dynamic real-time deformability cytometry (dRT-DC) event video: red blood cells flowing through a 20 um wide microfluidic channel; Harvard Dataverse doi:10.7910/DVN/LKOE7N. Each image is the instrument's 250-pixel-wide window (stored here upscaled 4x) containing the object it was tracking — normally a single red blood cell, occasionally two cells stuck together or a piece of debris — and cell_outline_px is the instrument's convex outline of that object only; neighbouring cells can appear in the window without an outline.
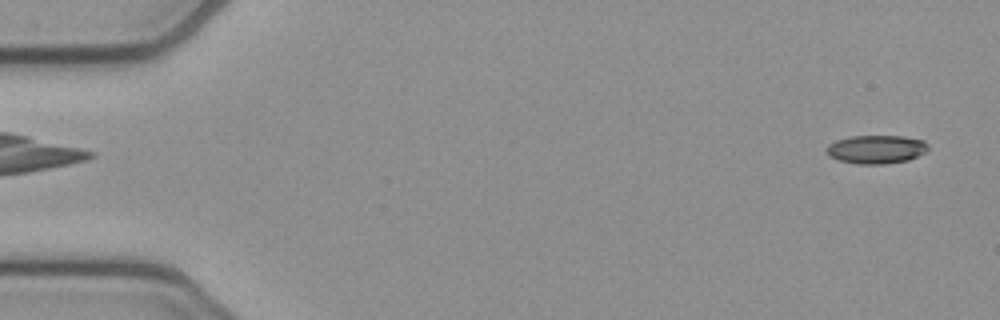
{"species": "common noctule bat (a hibernating species)", "species_latin": "Nyctalus noctula", "temperature_condition": "cold", "stored_images_in_passage": 53, "camera_frame_rate_fps": 3000, "um_per_image_px": 0.085, "animal": {"sex": "female", "body_mass_g": 21.9}, "frame": {"image": 1, "passage_image": 2, "time_ms": 0.333, "image_size_px": [1000, 320], "cell_outline_px": [[928, 152], [908, 160], [884, 164], [856, 164], [840, 160], [828, 156], [828, 144], [836, 140], [852, 136], [904, 136], [924, 140], [928, 144]], "centroid_in_image_um": [74.53, 12.69], "position_along_channel_um": 10.5, "area_um2": 16.94}}
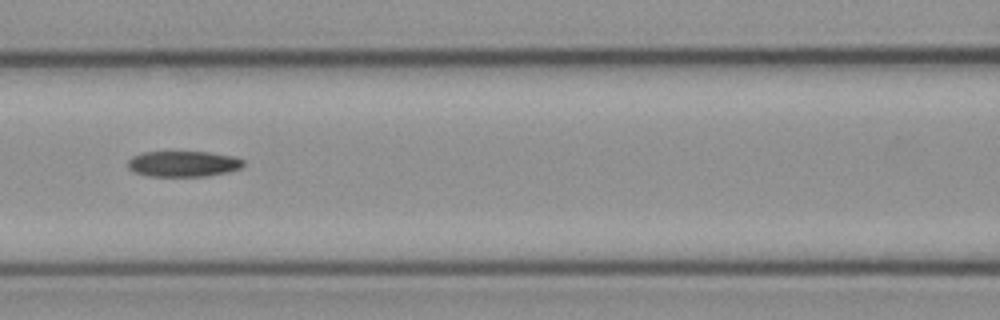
{"frame": {"image": 2, "passage_image": 23, "time_ms": 7.333, "image_size_px": [1000, 320], "cell_outline_px": [[244, 164], [240, 168], [228, 172], [208, 176], [148, 176], [132, 172], [128, 168], [128, 160], [132, 156], [144, 152], [208, 152], [236, 156], [244, 160]], "centroid_in_image_um": [15.58, 13.93], "position_along_channel_um": 151.0, "area_um2": 17.51}}
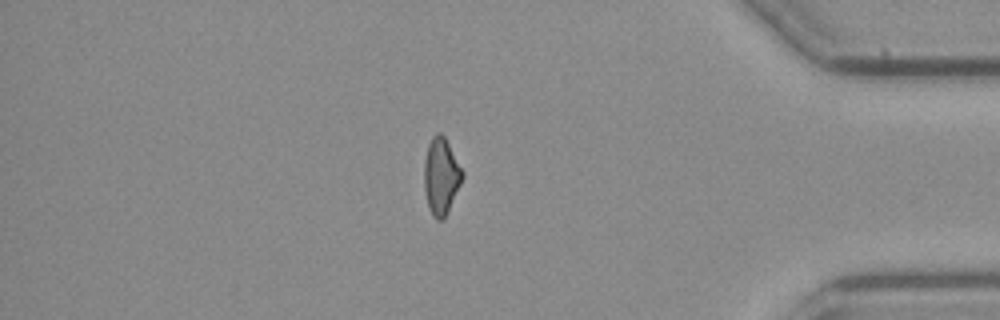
{"frame": {"image": 3, "passage_image": 45, "time_ms": 14.667, "image_size_px": [1000, 320], "cell_outline_px": [[464, 176], [448, 212], [444, 220], [436, 220], [432, 216], [428, 208], [424, 192], [424, 160], [428, 144], [432, 136], [436, 132], [440, 132], [444, 136], [464, 172]], "centroid_in_image_um": [37.48, 15.0], "position_along_channel_um": 397.7, "area_um2": 17.34}}